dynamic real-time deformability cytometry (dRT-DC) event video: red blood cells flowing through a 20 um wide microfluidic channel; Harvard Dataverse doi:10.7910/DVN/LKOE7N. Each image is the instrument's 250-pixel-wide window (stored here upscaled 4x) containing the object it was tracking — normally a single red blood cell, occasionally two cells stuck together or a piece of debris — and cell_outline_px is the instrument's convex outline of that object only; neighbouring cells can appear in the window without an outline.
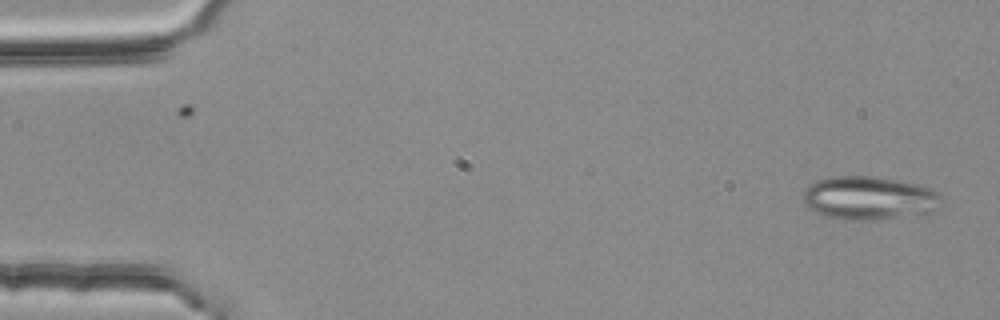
{"species": "common noctule bat (a hibernating species)", "species_latin": "Nyctalus noctula", "temperature_condition": "room temperature", "stored_images_in_passage": 4, "camera_frame_rate_fps": 3000, "um_per_image_px": 0.085, "animal": {"sex": "female", "body_mass_g": 25.1}, "frame": {"image": 1, "passage_image": 1, "time_ms": 0.0, "image_size_px": [1000, 320], "cell_outline_px": [[940, 208], [932, 212], [920, 216], [872, 220], [840, 220], [824, 216], [808, 208], [804, 204], [804, 188], [808, 184], [816, 180], [832, 176], [872, 176], [916, 184], [928, 188], [936, 192], [940, 196]], "centroid_in_image_um": [73.86, 16.86], "position_along_channel_um": 11.1, "area_um2": 35.55}}